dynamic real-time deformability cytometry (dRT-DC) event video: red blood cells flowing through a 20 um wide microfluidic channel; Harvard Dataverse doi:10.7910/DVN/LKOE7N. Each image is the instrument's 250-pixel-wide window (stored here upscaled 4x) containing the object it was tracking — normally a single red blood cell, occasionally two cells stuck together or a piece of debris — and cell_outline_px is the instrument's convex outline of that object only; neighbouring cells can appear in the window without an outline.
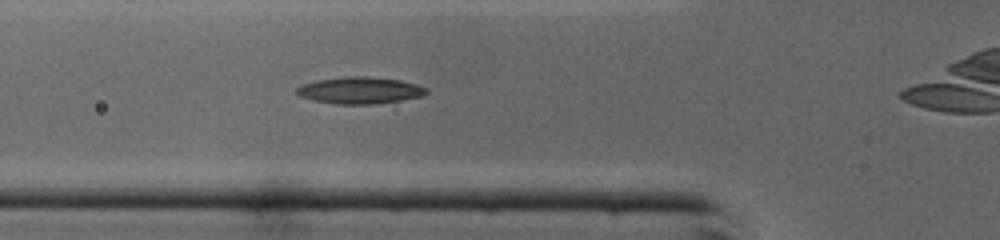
{"species": "common noctule bat (a hibernating species)", "species_latin": "Nyctalus noctula", "temperature_condition": "cold", "stored_images_in_passage": 15, "camera_frame_rate_fps": 3000, "um_per_image_px": 0.085, "animal": {"sex": "male", "body_mass_g": 19.0, "forearm_length_mm": 50.8}, "frame": {"image": 1, "passage_image": 11, "time_ms": 3.333, "image_size_px": [1000, 240], "cell_outline_px": [[428, 92], [424, 96], [400, 100], [372, 104], [336, 104], [312, 100], [300, 96], [296, 92], [296, 88], [304, 84], [316, 80], [348, 76], [364, 76], [400, 80], [416, 84], [428, 88]], "centroid_in_image_um": [30.6, 7.68], "position_along_channel_um": 95.2, "area_um2": 20.17}}